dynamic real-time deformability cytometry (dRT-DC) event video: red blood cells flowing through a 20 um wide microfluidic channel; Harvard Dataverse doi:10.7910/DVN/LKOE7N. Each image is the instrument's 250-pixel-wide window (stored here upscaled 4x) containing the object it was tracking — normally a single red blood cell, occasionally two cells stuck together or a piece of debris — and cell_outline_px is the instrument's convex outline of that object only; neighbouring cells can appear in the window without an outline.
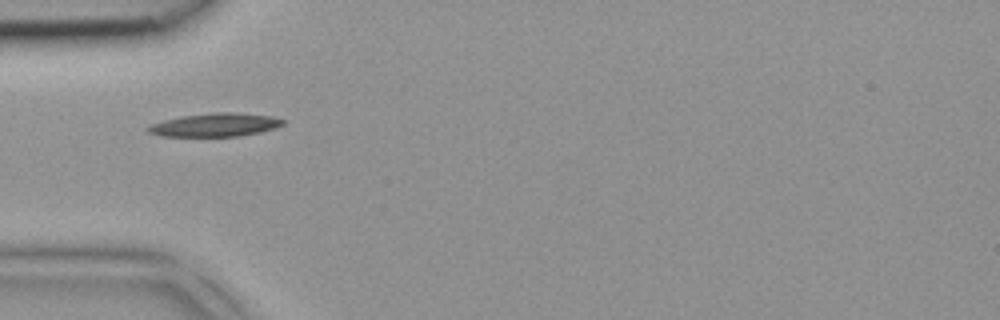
{"species": "common noctule bat (a hibernating species)", "species_latin": "Nyctalus noctula", "temperature_condition": "room temperature", "stored_images_in_passage": 4, "camera_frame_rate_fps": 3000, "um_per_image_px": 0.085, "animal": {"sex": "female", "body_mass_g": 18.4}, "frame": {"image": 1, "passage_image": 4, "time_ms": 1.0, "image_size_px": [1000, 320], "cell_outline_px": [[284, 124], [276, 128], [260, 132], [236, 136], [160, 136], [148, 132], [144, 128], [148, 124], [180, 116], [216, 112], [236, 112], [272, 116], [284, 120]], "centroid_in_image_um": [18.24, 10.61], "position_along_channel_um": 66.8, "area_um2": 18.5}}